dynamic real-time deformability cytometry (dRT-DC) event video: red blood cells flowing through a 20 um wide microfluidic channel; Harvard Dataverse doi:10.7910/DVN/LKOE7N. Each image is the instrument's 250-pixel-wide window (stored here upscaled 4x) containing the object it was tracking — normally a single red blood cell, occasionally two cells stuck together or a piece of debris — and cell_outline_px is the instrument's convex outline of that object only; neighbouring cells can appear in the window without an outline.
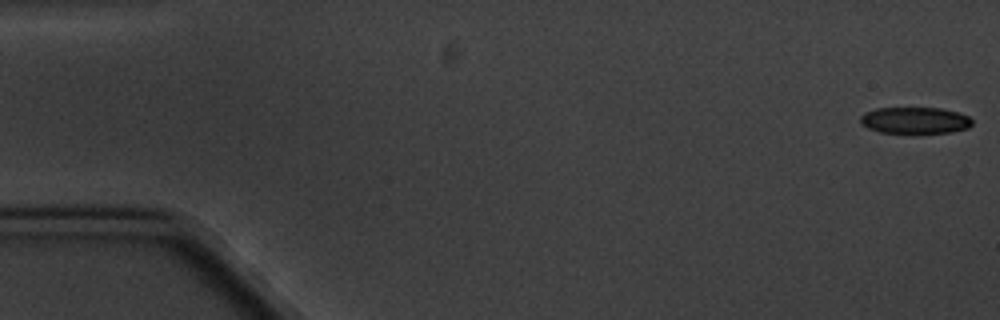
{"species": "common noctule bat (a hibernating species)", "species_latin": "Nyctalus noctula", "temperature_condition": "cold", "stored_images_in_passage": 9, "camera_frame_rate_fps": 3000, "um_per_image_px": 0.085, "animal": {"sex": "male", "body_mass_g": 20.1, "forearm_length_mm": 53.5}, "frame": {"image": 1, "passage_image": 1, "time_ms": 0.0, "image_size_px": [1000, 320], "cell_outline_px": [[972, 124], [968, 128], [948, 132], [880, 132], [868, 128], [860, 124], [860, 116], [864, 112], [876, 108], [940, 108], [956, 112], [968, 116], [972, 120]], "centroid_in_image_um": [77.73, 10.21], "position_along_channel_um": 7.3, "area_um2": 17.05}}
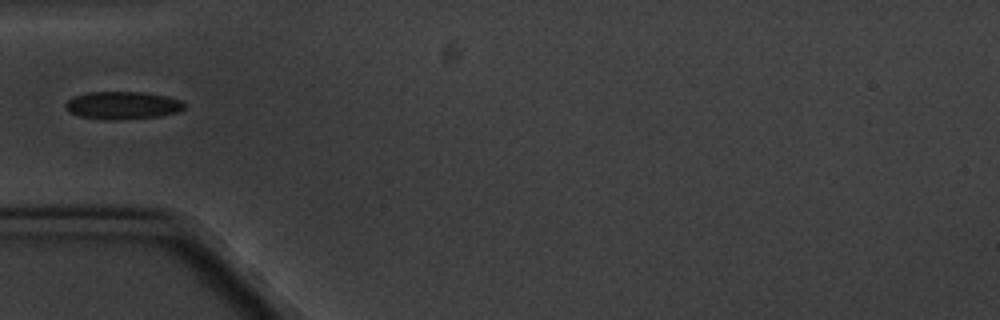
{"frame": {"image": 2, "passage_image": 6, "time_ms": 6.0, "image_size_px": [1000, 320], "cell_outline_px": [[184, 108], [176, 112], [160, 116], [116, 120], [104, 120], [80, 116], [68, 112], [64, 108], [64, 104], [72, 96], [88, 92], [144, 92], [164, 96], [180, 100], [184, 104]], "centroid_in_image_um": [10.34, 8.96], "position_along_channel_um": 74.7, "area_um2": 19.25}}